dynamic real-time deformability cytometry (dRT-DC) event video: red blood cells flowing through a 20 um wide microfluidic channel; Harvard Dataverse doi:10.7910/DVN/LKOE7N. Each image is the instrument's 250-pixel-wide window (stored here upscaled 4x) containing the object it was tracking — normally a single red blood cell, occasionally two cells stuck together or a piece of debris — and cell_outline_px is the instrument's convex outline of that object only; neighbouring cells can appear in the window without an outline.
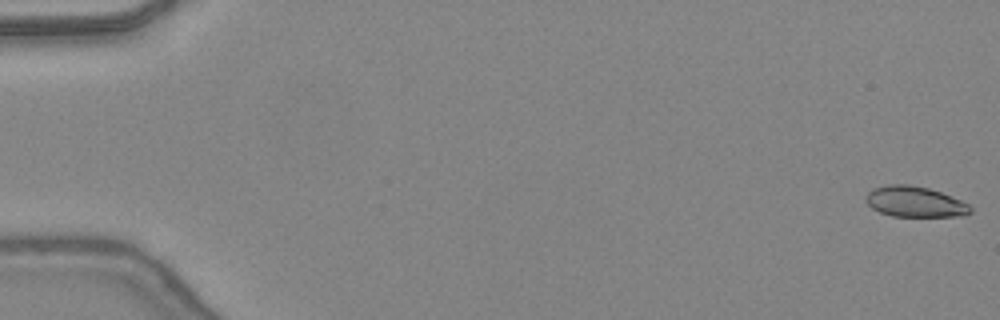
{"species": "common noctule bat (a hibernating species)", "species_latin": "Nyctalus noctula", "temperature_condition": "warm", "stored_images_in_passage": 48, "camera_frame_rate_fps": 3000, "um_per_image_px": 0.085, "animal": {"sex": "female", "body_mass_g": 24.6, "forearm_length_mm": 56.2}, "frame": {"image": 1, "passage_image": 1, "time_ms": 0.0, "image_size_px": [1000, 320], "cell_outline_px": [[972, 212], [964, 216], [892, 216], [880, 212], [872, 208], [864, 200], [868, 192], [872, 188], [888, 184], [908, 184], [928, 188], [940, 192], [960, 200], [968, 204], [972, 208]], "centroid_in_image_um": [77.74, 17.14], "position_along_channel_um": 7.3, "area_um2": 18.67}}
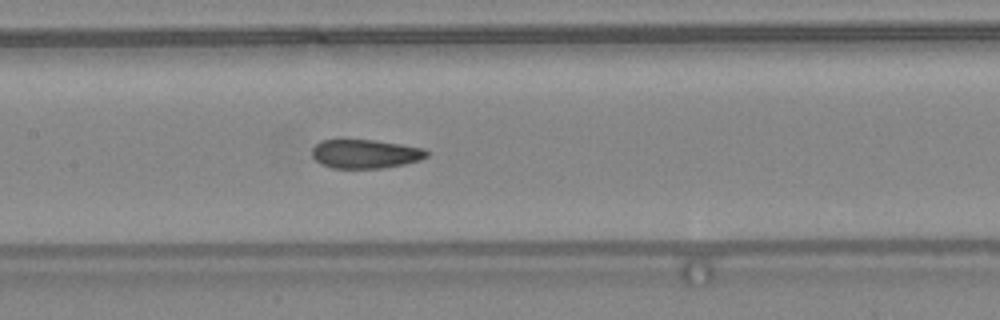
{"frame": {"image": 2, "passage_image": 24, "time_ms": 7.667, "image_size_px": [1000, 320], "cell_outline_px": [[428, 156], [420, 160], [404, 164], [384, 168], [332, 168], [320, 164], [312, 156], [312, 148], [320, 140], [376, 140], [424, 148], [428, 152]], "centroid_in_image_um": [31.05, 13.08], "position_along_channel_um": 176.4, "area_um2": 19.36}}
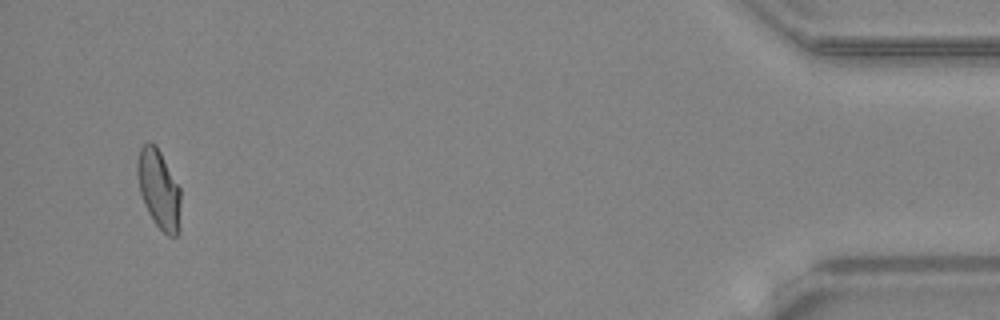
{"frame": {"image": 3, "passage_image": 46, "time_ms": 15.0, "image_size_px": [1000, 320], "cell_outline_px": [[180, 232], [176, 236], [168, 236], [156, 224], [148, 212], [144, 204], [140, 192], [136, 172], [136, 164], [140, 148], [148, 140], [152, 140], [156, 144], [180, 188]], "centroid_in_image_um": [13.5, 16.06], "position_along_channel_um": 421.7, "area_um2": 20.17}, "authors_computed_cell_mechanics": {"area_um2": 20.0566, "velocity_mm_per_s": 4.4094, "shape_relaxation_time_tau1_ms": null, "shape_relaxation_time_tau2_ms": 1.2775, "deformation_change_tau1": null, "deformation_change_tau2": 0.0546}}